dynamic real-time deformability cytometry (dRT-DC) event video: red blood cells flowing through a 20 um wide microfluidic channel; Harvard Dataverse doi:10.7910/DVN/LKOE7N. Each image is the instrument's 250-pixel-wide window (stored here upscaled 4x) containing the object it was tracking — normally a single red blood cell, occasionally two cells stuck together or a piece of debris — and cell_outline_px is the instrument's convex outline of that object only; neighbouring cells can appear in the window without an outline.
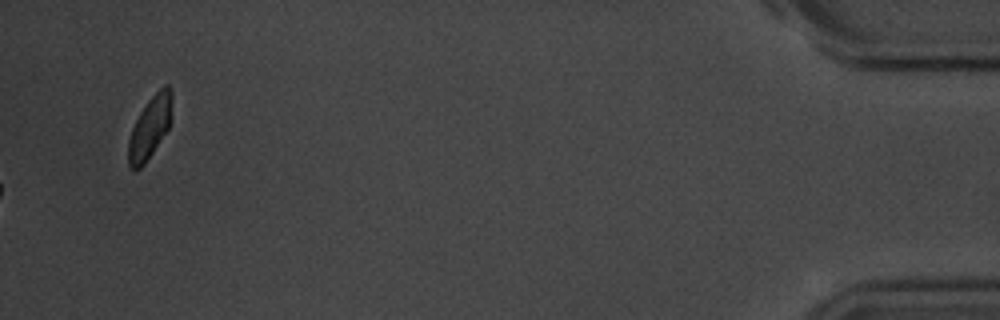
{"species": "common noctule bat (a hibernating species)", "species_latin": "Nyctalus noctula", "temperature_condition": "room temperature", "stored_images_in_passage": 56, "camera_frame_rate_fps": 3000, "um_per_image_px": 0.085, "animal": {"sex": "male", "body_mass_g": 20.1, "forearm_length_mm": 53.5}, "frame": {"image": 1, "passage_image": 56, "time_ms": 18.333, "image_size_px": [1000, 320], "cell_outline_px": [[172, 100], [168, 128], [144, 164], [140, 168], [132, 168], [128, 164], [128, 140], [132, 128], [140, 112], [148, 100], [164, 84], [168, 84], [172, 88]], "centroid_in_image_um": [12.74, 10.78], "position_along_channel_um": 422.5, "area_um2": 15.43}, "authors_computed_cell_mechanics": {"area_um2": 16.9932, "velocity_mm_per_s": 3.6658, "shape_relaxation_time_tau1_ms": 4.0713, "shape_relaxation_time_tau2_ms": 5.2229, "deformation_change_tau1": 0.1632, "deformation_change_tau2": 0.1507}}